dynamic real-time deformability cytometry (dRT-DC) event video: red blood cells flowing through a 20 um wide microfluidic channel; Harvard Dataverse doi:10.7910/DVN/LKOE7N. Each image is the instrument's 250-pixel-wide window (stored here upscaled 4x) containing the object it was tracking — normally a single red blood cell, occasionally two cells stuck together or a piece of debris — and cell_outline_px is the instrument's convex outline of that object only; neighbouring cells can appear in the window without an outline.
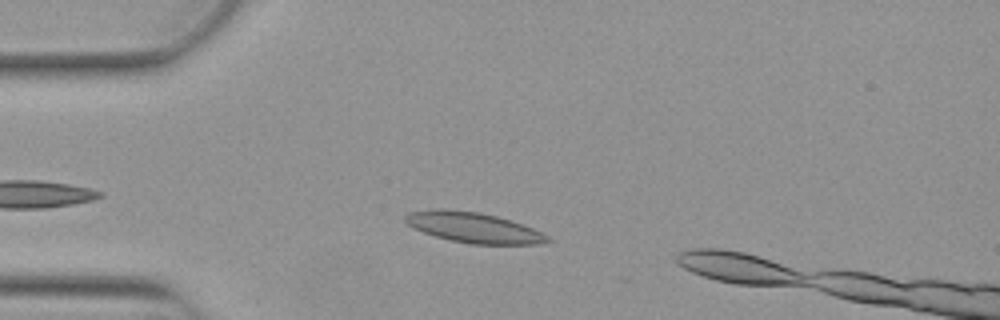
{"species": "Egyptian fruit bat (a non-hibernating species)", "species_latin": "Rousettus aegyptiacus", "temperature_condition": "warm", "stored_images_in_passage": 19, "camera_frame_rate_fps": 3000, "um_per_image_px": 0.085, "animal": {"sex": "female"}, "frame": {"image": 1, "passage_image": 7, "time_ms": 2.0, "image_size_px": [1000, 320], "cell_outline_px": [[552, 240], [536, 244], [472, 244], [452, 240], [436, 236], [412, 228], [404, 220], [404, 216], [412, 212], [432, 208], [444, 208], [480, 212], [496, 216], [532, 228], [548, 236]], "centroid_in_image_um": [40.2, 19.33], "position_along_channel_um": 44.8, "area_um2": 24.91}}
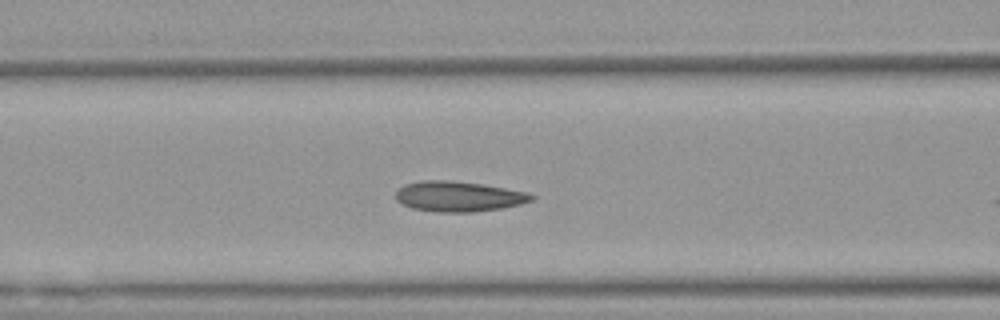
{"frame": {"image": 2, "passage_image": 15, "time_ms": 4.667, "image_size_px": [1000, 320], "cell_outline_px": [[536, 196], [532, 200], [520, 204], [500, 208], [476, 212], [436, 212], [412, 208], [400, 204], [396, 200], [396, 192], [404, 184], [424, 180], [444, 180], [480, 184], [528, 192]], "centroid_in_image_um": [38.95, 16.7], "position_along_channel_um": 127.6, "area_um2": 23.87}}
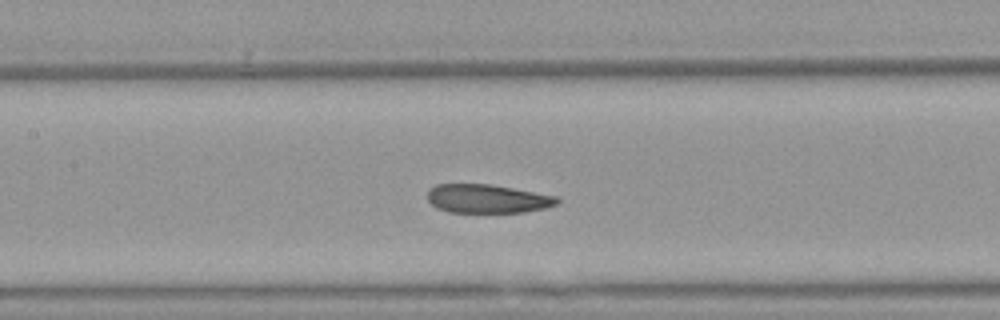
{"frame": {"image": 3, "passage_image": 18, "time_ms": 5.667, "image_size_px": [1000, 320], "cell_outline_px": [[560, 200], [556, 204], [544, 208], [524, 212], [448, 212], [436, 208], [428, 200], [428, 192], [436, 184], [492, 184], [556, 196]], "centroid_in_image_um": [41.41, 16.89], "position_along_channel_um": 166.0, "area_um2": 21.56}}